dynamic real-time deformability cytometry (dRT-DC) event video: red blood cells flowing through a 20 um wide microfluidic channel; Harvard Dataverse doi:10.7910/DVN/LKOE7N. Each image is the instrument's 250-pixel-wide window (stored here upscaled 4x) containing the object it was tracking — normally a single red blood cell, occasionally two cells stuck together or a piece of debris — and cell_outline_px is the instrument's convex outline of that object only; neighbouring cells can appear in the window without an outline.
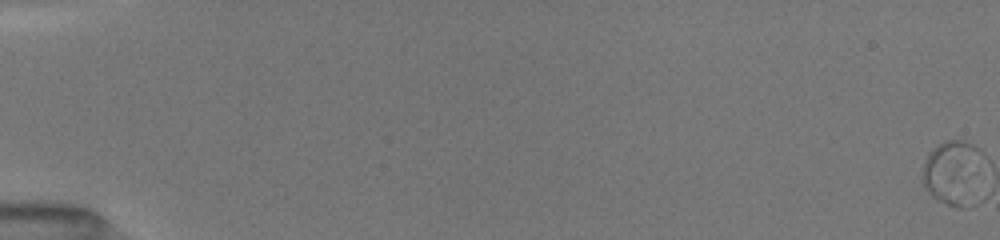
{"species": "common noctule bat (a hibernating species)", "species_latin": "Nyctalus noctula", "temperature_condition": "room temperature", "stored_images_in_passage": 8, "camera_frame_rate_fps": 3000, "um_per_image_px": 0.085, "animal": {"sex": "female", "body_mass_g": 19.5, "forearm_length_mm": 54.1}, "frame": {"image": 1, "passage_image": 1, "time_ms": 0.0, "image_size_px": [1000, 240], "cell_outline_px": [[984, 152], [964, 204], [960, 208], [936, 200], [928, 192], [924, 184], [924, 164], [928, 156], [940, 144], [948, 140], [960, 140], [972, 144], [980, 148]], "centroid_in_image_um": [80.91, 14.56], "position_along_channel_um": 4.1, "area_um2": 20.75}}